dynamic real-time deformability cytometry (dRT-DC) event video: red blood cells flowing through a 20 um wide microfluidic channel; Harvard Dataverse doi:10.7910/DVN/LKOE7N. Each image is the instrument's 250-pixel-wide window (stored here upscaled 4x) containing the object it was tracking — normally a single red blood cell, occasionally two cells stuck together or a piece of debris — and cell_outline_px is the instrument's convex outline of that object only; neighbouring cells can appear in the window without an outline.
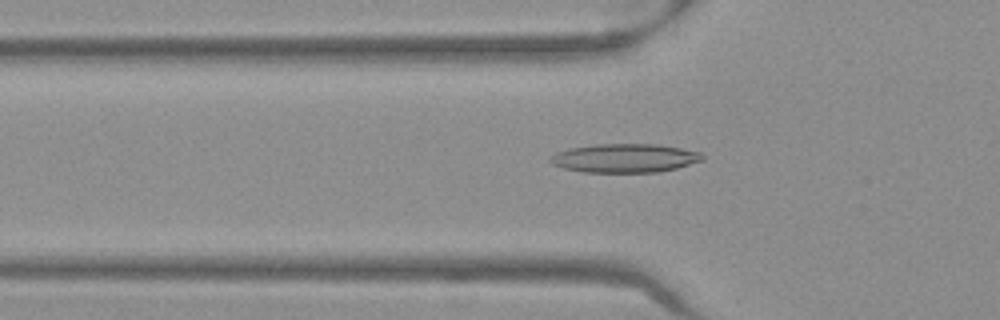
{"species": "Egyptian fruit bat (a non-hibernating species)", "species_latin": "Rousettus aegyptiacus", "temperature_condition": "warm", "stored_images_in_passage": 51, "camera_frame_rate_fps": 3000, "um_per_image_px": 0.085, "frame": {"image": 1, "passage_image": 17, "time_ms": 5.333, "image_size_px": [1000, 320], "cell_outline_px": [[704, 160], [676, 168], [656, 172], [584, 172], [564, 168], [552, 164], [548, 160], [556, 152], [568, 148], [596, 144], [660, 144], [700, 152], [704, 156]], "centroid_in_image_um": [53.1, 13.43], "position_along_channel_um": 72.7, "area_um2": 25.49}}
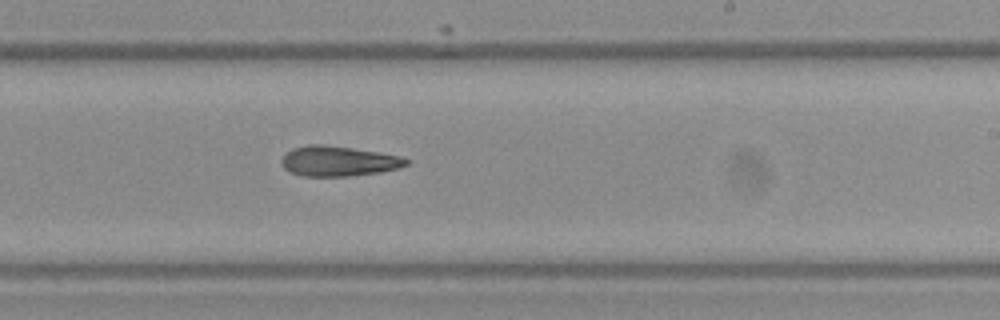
{"frame": {"image": 2, "passage_image": 31, "time_ms": 10.0, "image_size_px": [1000, 320], "cell_outline_px": [[412, 160], [408, 164], [400, 168], [380, 172], [348, 176], [304, 176], [288, 172], [280, 164], [280, 160], [292, 148], [308, 144], [324, 144], [352, 148], [400, 156]], "centroid_in_image_um": [28.75, 13.7], "position_along_channel_um": 260.2, "area_um2": 22.02}}
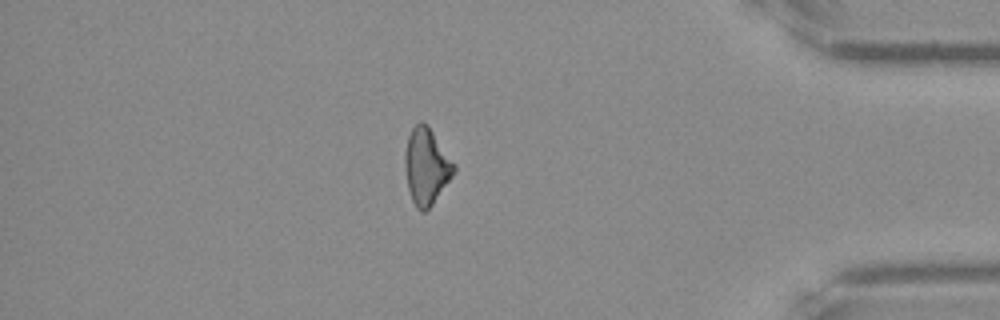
{"frame": {"image": 3, "passage_image": 44, "time_ms": 14.333, "image_size_px": [1000, 320], "cell_outline_px": [[456, 168], [452, 176], [432, 204], [424, 212], [420, 212], [416, 208], [412, 200], [408, 188], [404, 168], [404, 152], [408, 136], [412, 128], [420, 120], [428, 124], [456, 164]], "centroid_in_image_um": [36.23, 14.1], "position_along_channel_um": 399.0, "area_um2": 21.96}, "authors_computed_cell_mechanics": {"area_um2": 22.3108, "velocity_mm_per_s": 3.9995, "shape_relaxation_time_tau1_ms": null, "shape_relaxation_time_tau2_ms": 8.5268, "deformation_change_tau1": null, "deformation_change_tau2": 0.245}}